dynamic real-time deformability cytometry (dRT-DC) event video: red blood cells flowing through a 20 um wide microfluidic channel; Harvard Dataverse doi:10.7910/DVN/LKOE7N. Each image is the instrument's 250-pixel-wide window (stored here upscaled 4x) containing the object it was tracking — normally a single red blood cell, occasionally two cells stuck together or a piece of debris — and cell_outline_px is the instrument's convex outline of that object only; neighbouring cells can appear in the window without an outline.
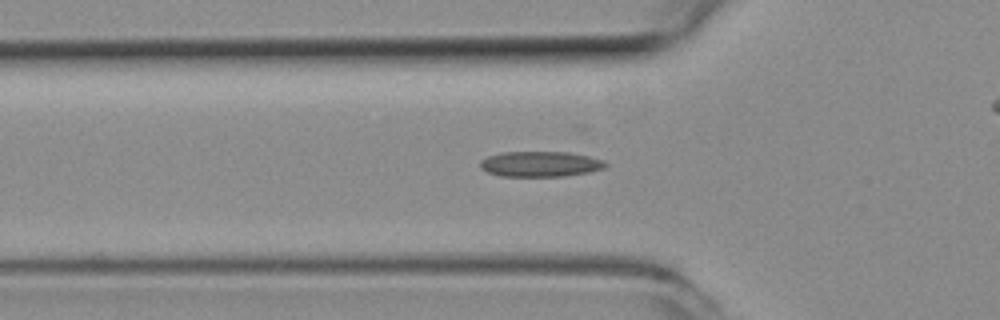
{"species": "common noctule bat (a hibernating species)", "species_latin": "Nyctalus noctula", "temperature_condition": "room temperature", "stored_images_in_passage": 44, "camera_frame_rate_fps": 3000, "um_per_image_px": 0.085, "animal": {"sex": "female", "body_mass_g": 19.3, "forearm_length_mm": 54.1}, "frame": {"image": 1, "passage_image": 8, "time_ms": 2.333, "image_size_px": [1000, 320], "cell_outline_px": [[608, 164], [604, 168], [588, 172], [564, 176], [500, 176], [488, 172], [480, 168], [480, 160], [488, 156], [500, 152], [568, 152], [588, 156], [604, 160]], "centroid_in_image_um": [45.91, 13.94], "position_along_channel_um": 79.9, "area_um2": 18.55}}
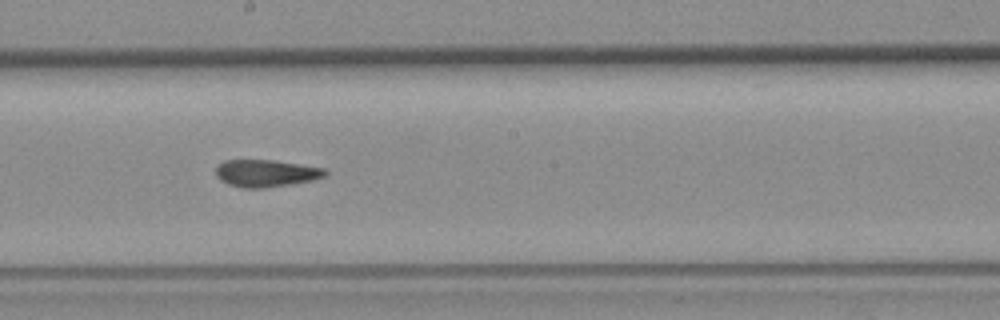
{"frame": {"image": 2, "passage_image": 19, "time_ms": 6.0, "image_size_px": [1000, 320], "cell_outline_px": [[328, 172], [324, 176], [312, 180], [264, 188], [244, 188], [228, 184], [220, 180], [216, 176], [216, 168], [224, 160], [276, 160], [324, 168]], "centroid_in_image_um": [22.59, 14.72], "position_along_channel_um": 225.6, "area_um2": 17.22}}
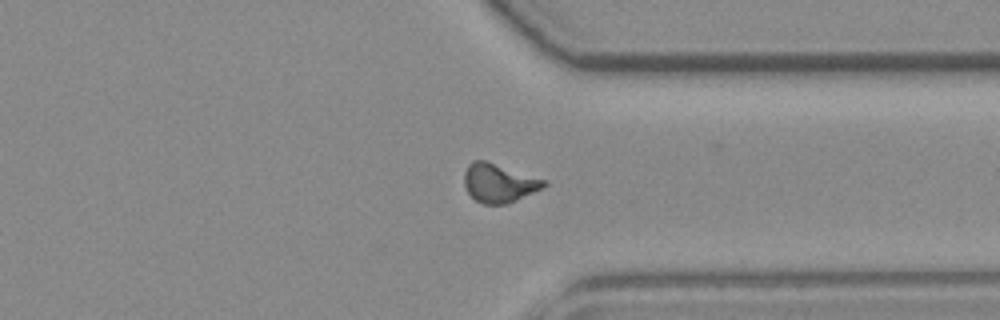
{"frame": {"image": 3, "passage_image": 30, "time_ms": 9.667, "image_size_px": [1000, 320], "cell_outline_px": [[548, 184], [544, 188], [508, 204], [484, 204], [476, 200], [468, 192], [464, 184], [464, 172], [468, 164], [472, 160], [484, 160], [548, 180]], "centroid_in_image_um": [42.44, 15.55], "position_along_channel_um": 369.0, "area_um2": 18.15}, "authors_computed_cell_mechanics": {"area_um2": 17.4267, "velocity_mm_per_s": 3.9541, "shape_relaxation_time_tau1_ms": null, "shape_relaxation_time_tau2_ms": 3.0556, "deformation_change_tau1": null, "deformation_change_tau2": 0.1105}}